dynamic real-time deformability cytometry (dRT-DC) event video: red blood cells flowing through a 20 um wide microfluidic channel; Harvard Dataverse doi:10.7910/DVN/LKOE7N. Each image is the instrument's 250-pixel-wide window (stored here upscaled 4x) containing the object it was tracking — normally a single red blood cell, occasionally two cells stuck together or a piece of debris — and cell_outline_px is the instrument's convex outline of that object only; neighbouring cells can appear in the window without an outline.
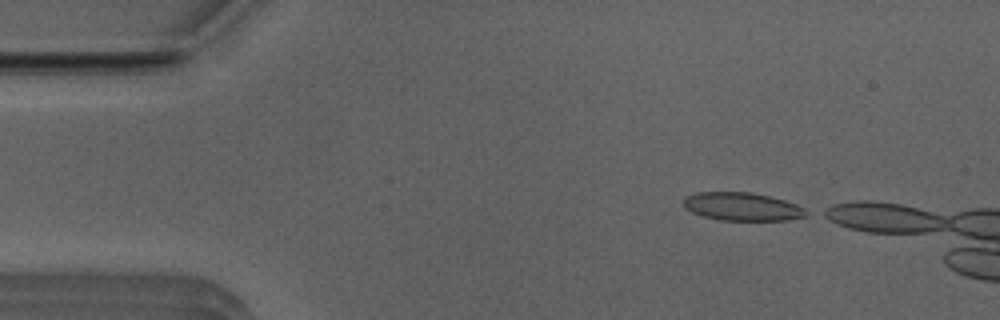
{"species": "Egyptian fruit bat (a non-hibernating species)", "species_latin": "Rousettus aegyptiacus", "temperature_condition": "room temperature", "stored_images_in_passage": 6, "camera_frame_rate_fps": 3000, "um_per_image_px": 0.085, "animal": {"sex": "male"}, "frame": {"image": 1, "passage_image": 1, "time_ms": 0.0, "image_size_px": [1000, 320], "cell_outline_px": [[812, 212], [808, 216], [788, 220], [720, 220], [704, 216], [692, 212], [684, 208], [684, 196], [696, 192], [752, 192], [784, 200], [796, 204]], "centroid_in_image_um": [63.12, 17.56], "position_along_channel_um": 21.9, "area_um2": 20.29}}